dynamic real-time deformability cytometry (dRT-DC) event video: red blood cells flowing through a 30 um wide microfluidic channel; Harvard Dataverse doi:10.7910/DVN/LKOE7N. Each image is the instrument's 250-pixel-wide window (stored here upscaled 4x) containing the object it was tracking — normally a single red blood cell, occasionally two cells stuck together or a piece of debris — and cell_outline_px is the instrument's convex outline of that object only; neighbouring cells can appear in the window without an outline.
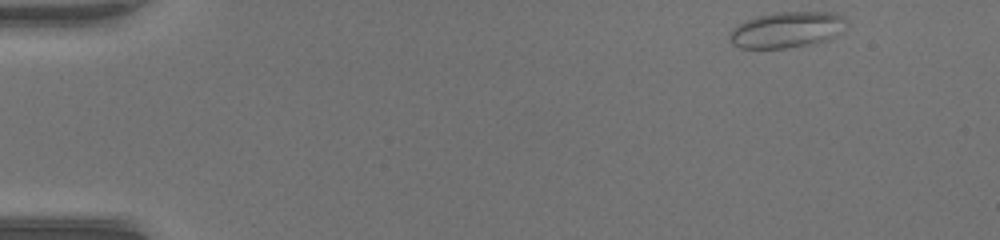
{"species": "common noctule bat (a hibernating species)", "species_latin": "Nyctalus noctula", "temperature_condition": "warm", "stored_images_in_passage": 46, "camera_frame_rate_fps": 3000, "um_per_image_px": 0.085, "animal": {"sex": "female", "body_mass_g": 17.0, "forearm_length_mm": 48.0}, "frame": {"image": 1, "passage_image": 1, "time_ms": 0.0, "image_size_px": [1000, 240], "cell_outline_px": [[848, 24], [836, 36], [828, 40], [812, 44], [784, 48], [740, 48], [732, 44], [728, 36], [732, 28], [744, 20], [756, 16], [776, 12], [832, 12], [840, 16]], "centroid_in_image_um": [66.85, 2.53], "position_along_channel_um": 18.2, "area_um2": 24.62}}
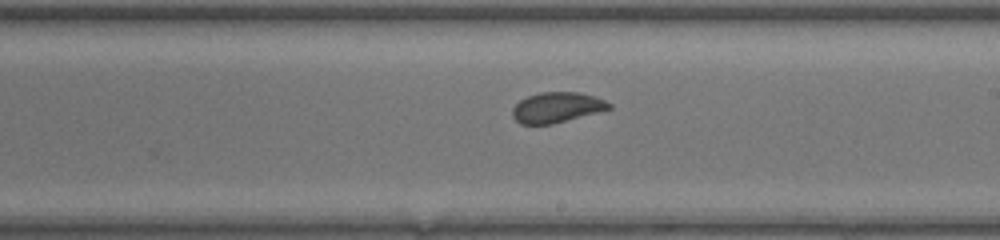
{"frame": {"image": 2, "passage_image": 26, "time_ms": 8.333, "image_size_px": [1000, 240], "cell_outline_px": [[612, 108], [552, 124], [520, 124], [512, 116], [512, 108], [520, 100], [528, 96], [540, 92], [580, 92], [604, 100], [612, 104]], "centroid_in_image_um": [47.3, 9.13], "position_along_channel_um": 241.7, "area_um2": 16.94}}
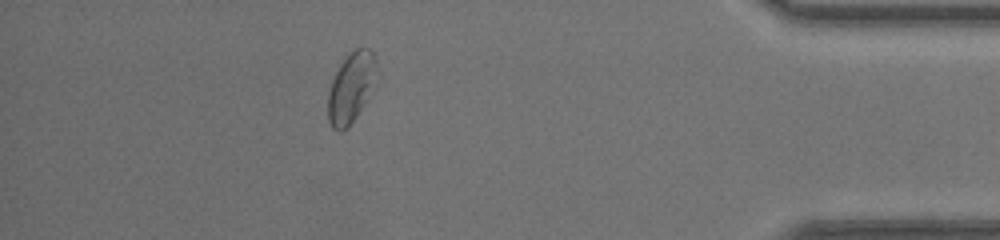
{"frame": {"image": 3, "passage_image": 41, "time_ms": 13.333, "image_size_px": [1000, 240], "cell_outline_px": [[376, 64], [364, 100], [360, 108], [352, 120], [340, 132], [332, 128], [328, 120], [328, 92], [332, 80], [340, 64], [356, 48], [368, 48], [372, 52], [376, 60]], "centroid_in_image_um": [29.75, 7.43], "position_along_channel_um": 405.5, "area_um2": 18.38}, "authors_computed_cell_mechanics": {"area_um2": 18.3804, "velocity_mm_per_s": 4.1253, "shape_relaxation_time_tau1_ms": null, "shape_relaxation_time_tau2_ms": 0.4988, "deformation_change_tau1": null, "deformation_change_tau2": 0.0526}}